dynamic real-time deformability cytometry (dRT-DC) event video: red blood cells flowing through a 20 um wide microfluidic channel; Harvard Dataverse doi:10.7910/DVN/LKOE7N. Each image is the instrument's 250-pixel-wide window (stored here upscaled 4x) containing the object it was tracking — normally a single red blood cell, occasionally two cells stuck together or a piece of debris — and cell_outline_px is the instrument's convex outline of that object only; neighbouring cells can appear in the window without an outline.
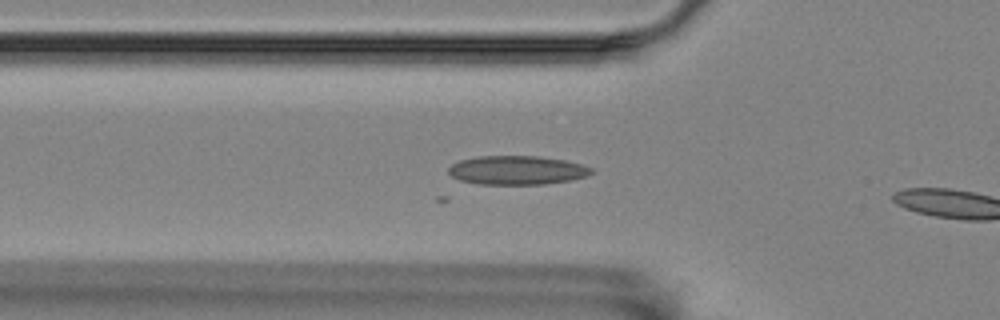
{"species": "Egyptian fruit bat (a non-hibernating species)", "species_latin": "Rousettus aegyptiacus", "temperature_condition": "room temperature", "stored_images_in_passage": 5, "camera_frame_rate_fps": 3000, "um_per_image_px": 0.085, "animal": {"sex": "female"}, "frame": {"image": 1, "passage_image": 4, "time_ms": 1.0, "image_size_px": [1000, 320], "cell_outline_px": [[596, 172], [584, 176], [568, 180], [544, 184], [480, 184], [460, 180], [452, 176], [448, 172], [448, 168], [452, 164], [460, 160], [480, 156], [536, 156], [564, 160], [580, 164], [592, 168]], "centroid_in_image_um": [43.93, 14.46], "position_along_channel_um": 81.9, "area_um2": 23.81}}